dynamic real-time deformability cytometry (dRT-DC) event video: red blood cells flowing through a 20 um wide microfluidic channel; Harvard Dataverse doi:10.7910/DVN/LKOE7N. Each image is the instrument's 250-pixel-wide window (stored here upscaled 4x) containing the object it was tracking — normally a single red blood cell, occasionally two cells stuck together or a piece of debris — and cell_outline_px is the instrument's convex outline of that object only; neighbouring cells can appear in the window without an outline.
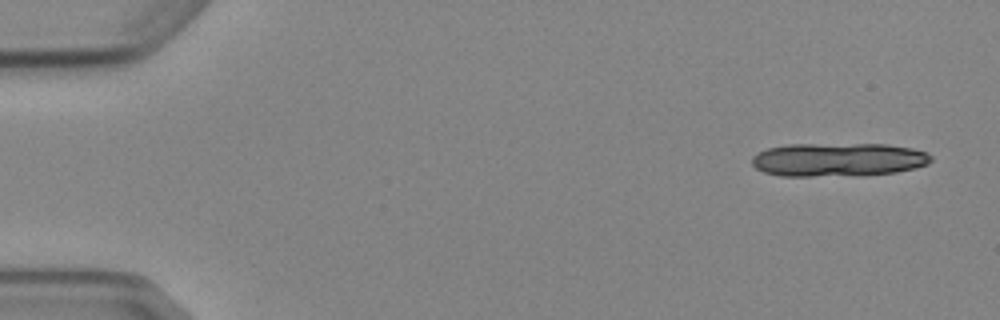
{"species": "Egyptian fruit bat (a non-hibernating species)", "species_latin": "Rousettus aegyptiacus", "temperature_condition": "cold", "stored_images_in_passage": 5, "camera_frame_rate_fps": 3000, "um_per_image_px": 0.085, "animal": {"sex": "female"}, "frame": {"image": 1, "passage_image": 1, "time_ms": 0.0, "image_size_px": [1000, 320], "cell_outline_px": [[932, 160], [928, 164], [916, 168], [896, 172], [864, 176], [780, 176], [764, 172], [756, 168], [752, 164], [752, 156], [768, 148], [788, 144], [888, 144], [912, 148], [928, 152], [932, 156]], "centroid_in_image_um": [71.29, 13.58], "position_along_channel_um": 13.7, "area_um2": 35.6}}